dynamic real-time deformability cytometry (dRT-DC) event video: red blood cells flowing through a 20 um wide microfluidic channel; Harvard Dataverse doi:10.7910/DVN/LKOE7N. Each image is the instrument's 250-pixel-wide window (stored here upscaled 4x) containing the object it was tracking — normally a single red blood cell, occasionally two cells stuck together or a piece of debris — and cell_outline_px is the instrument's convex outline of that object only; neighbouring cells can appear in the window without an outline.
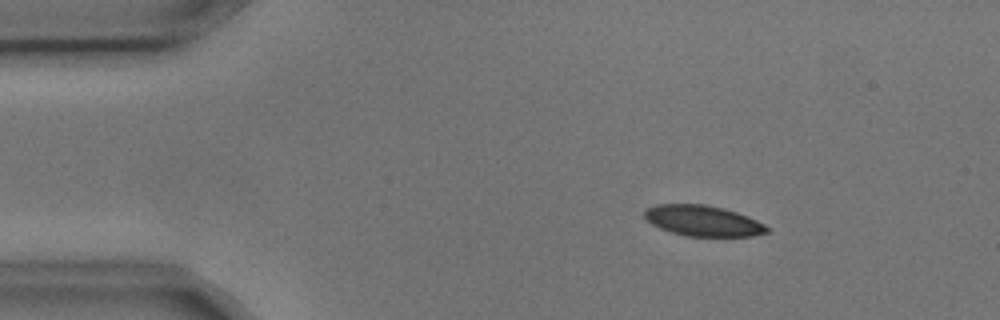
{"species": "common noctule bat (a hibernating species)", "species_latin": "Nyctalus noctula", "temperature_condition": "cold", "stored_images_in_passage": 3, "camera_frame_rate_fps": 3000, "um_per_image_px": 0.085, "animal": {"sex": "male", "body_mass_g": 17.9, "forearm_length_mm": 54.2}, "frame": {"image": 1, "passage_image": 2, "time_ms": 0.333, "image_size_px": [1000, 320], "cell_outline_px": [[768, 232], [752, 236], [688, 236], [672, 232], [660, 228], [652, 224], [644, 216], [644, 208], [656, 204], [704, 204], [724, 208], [748, 216], [764, 224], [768, 228]], "centroid_in_image_um": [59.73, 18.75], "position_along_channel_um": 25.3, "area_um2": 21.85}}